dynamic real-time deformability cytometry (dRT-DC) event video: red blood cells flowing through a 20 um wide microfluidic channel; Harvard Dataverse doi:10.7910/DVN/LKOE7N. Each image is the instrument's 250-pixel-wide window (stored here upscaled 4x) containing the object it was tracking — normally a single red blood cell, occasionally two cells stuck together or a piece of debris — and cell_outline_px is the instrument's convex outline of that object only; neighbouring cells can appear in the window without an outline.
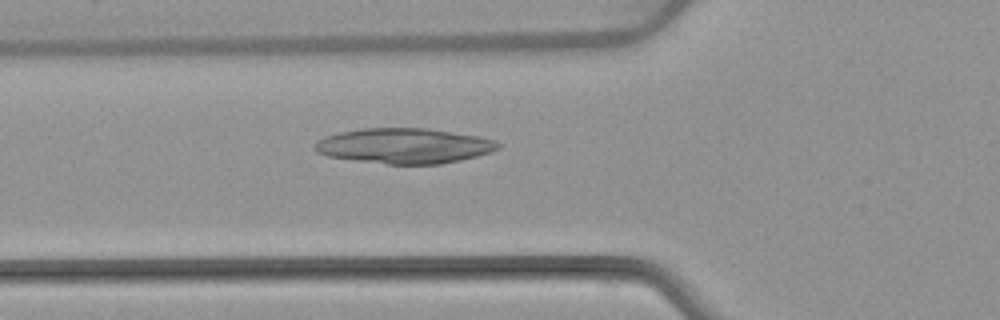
{"species": "common noctule bat (a hibernating species)", "species_latin": "Nyctalus noctula", "temperature_condition": "warm", "stored_images_in_passage": 6, "segment_of_instrument_passage": [2, 2], "camera_frame_rate_fps": 3000, "um_per_image_px": 0.085, "animal": {"sex": "female", "body_mass_g": 22.7, "forearm_length_mm": 54.2}, "frame": {"image": 1, "passage_image": 6, "time_ms": 7.0, "image_size_px": [1000, 320], "cell_outline_px": [[500, 148], [492, 152], [460, 160], [440, 164], [388, 164], [328, 156], [316, 152], [312, 148], [312, 144], [316, 140], [324, 136], [340, 132], [364, 128], [428, 128], [480, 136], [496, 140], [500, 144]], "centroid_in_image_um": [34.36, 12.39], "position_along_channel_um": 91.4, "area_um2": 37.86}}